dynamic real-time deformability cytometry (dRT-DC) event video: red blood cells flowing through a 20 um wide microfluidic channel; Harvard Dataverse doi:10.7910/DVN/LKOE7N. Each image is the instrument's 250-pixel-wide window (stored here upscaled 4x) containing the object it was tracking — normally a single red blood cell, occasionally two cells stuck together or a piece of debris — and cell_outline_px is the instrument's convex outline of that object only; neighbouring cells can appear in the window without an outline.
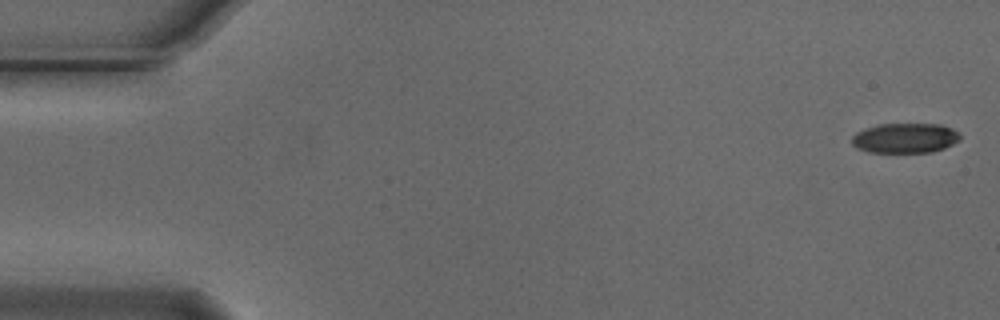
{"species": "Egyptian fruit bat (a non-hibernating species)", "species_latin": "Rousettus aegyptiacus", "temperature_condition": "cold", "stored_images_in_passage": 54, "camera_frame_rate_fps": 3000, "um_per_image_px": 0.085, "animal": {"sex": "male"}, "frame": {"image": 1, "passage_image": 1, "time_ms": 0.0, "image_size_px": [1000, 320], "cell_outline_px": [[960, 140], [944, 148], [932, 152], [868, 152], [856, 148], [852, 144], [852, 136], [856, 132], [880, 124], [940, 124], [952, 128], [960, 136]], "centroid_in_image_um": [76.92, 11.74], "position_along_channel_um": 8.1, "area_um2": 18.79}}
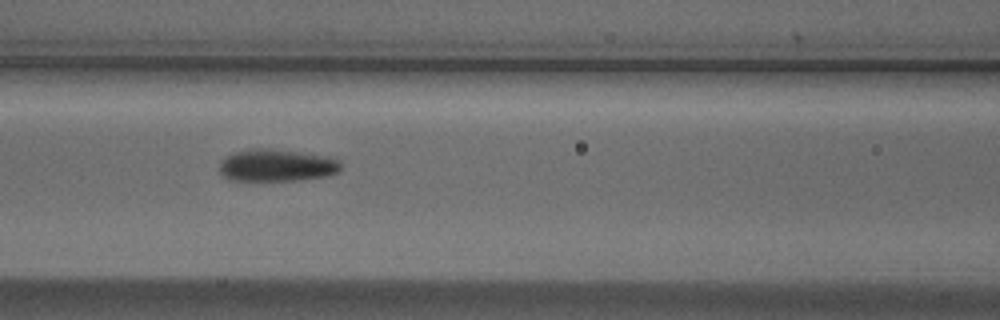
{"frame": {"image": 2, "passage_image": 23, "time_ms": 7.333, "image_size_px": [1000, 320], "cell_outline_px": [[340, 172], [328, 176], [296, 180], [232, 180], [224, 176], [220, 172], [220, 164], [232, 152], [252, 148], [268, 148], [328, 156], [340, 160]], "centroid_in_image_um": [23.56, 14.05], "position_along_channel_um": 143.0, "area_um2": 22.72}}
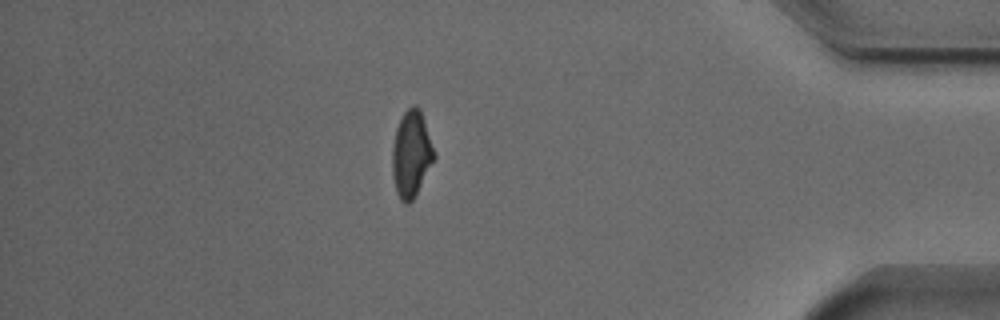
{"frame": {"image": 3, "passage_image": 47, "time_ms": 15.333, "image_size_px": [1000, 320], "cell_outline_px": [[436, 156], [416, 196], [408, 204], [404, 204], [400, 200], [396, 192], [392, 176], [392, 148], [396, 128], [404, 112], [412, 104], [416, 104], [420, 108]], "centroid_in_image_um": [34.95, 13.11], "position_along_channel_um": 400.2, "area_um2": 21.21}, "authors_computed_cell_mechanics": {"area_um2": 21.6461, "velocity_mm_per_s": 3.7358, "shape_relaxation_time_tau1_ms": 4.5366, "shape_relaxation_time_tau2_ms": 1.6983, "deformation_change_tau1": 0.1367, "deformation_change_tau2": 0.0638}}